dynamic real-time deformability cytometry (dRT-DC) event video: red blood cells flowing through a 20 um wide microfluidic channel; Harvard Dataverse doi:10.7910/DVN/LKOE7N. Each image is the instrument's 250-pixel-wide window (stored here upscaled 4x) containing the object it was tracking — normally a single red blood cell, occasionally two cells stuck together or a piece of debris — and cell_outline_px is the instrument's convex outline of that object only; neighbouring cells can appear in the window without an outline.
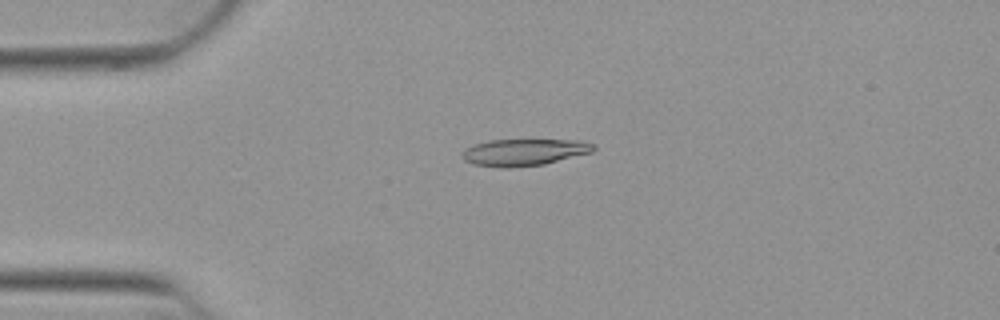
{"species": "Egyptian fruit bat (a non-hibernating species)", "species_latin": "Rousettus aegyptiacus", "temperature_condition": "warm", "stored_images_in_passage": 31, "camera_frame_rate_fps": 3000, "um_per_image_px": 0.085, "animal": {"sex": "female"}, "frame": {"image": 1, "passage_image": 2, "time_ms": 0.333, "image_size_px": [1000, 320], "cell_outline_px": [[596, 148], [592, 152], [544, 164], [508, 168], [504, 168], [476, 164], [464, 160], [460, 156], [460, 152], [464, 148], [488, 140], [580, 140], [596, 144]], "centroid_in_image_um": [44.54, 12.93], "position_along_channel_um": 40.5, "area_um2": 20.58}}
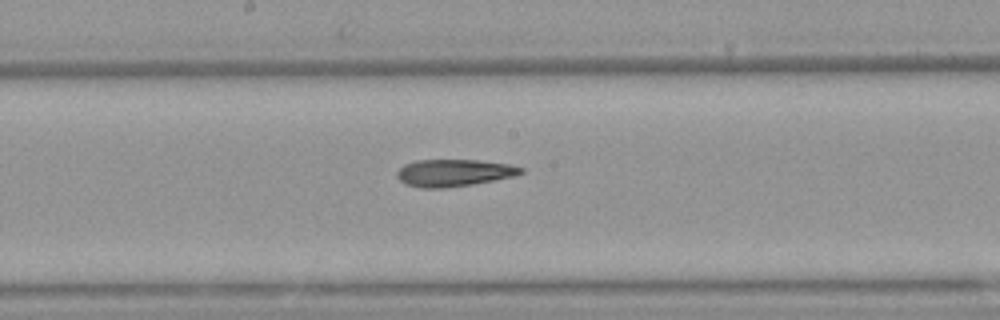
{"frame": {"image": 2, "passage_image": 17, "time_ms": 5.333, "image_size_px": [1000, 320], "cell_outline_px": [[524, 172], [516, 176], [472, 184], [444, 188], [424, 188], [404, 184], [396, 176], [396, 172], [404, 164], [416, 160], [476, 160], [508, 164], [524, 168]], "centroid_in_image_um": [38.57, 14.69], "position_along_channel_um": 209.6, "area_um2": 19.59}}
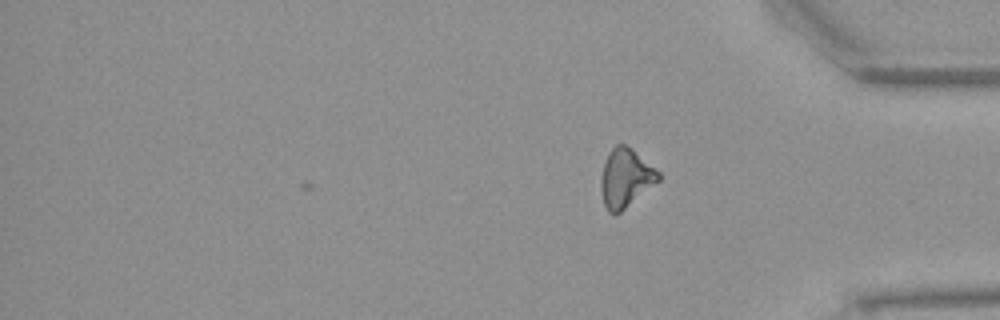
{"frame": {"image": 3, "passage_image": 31, "time_ms": 10.0, "image_size_px": [1000, 320], "cell_outline_px": [[660, 180], [620, 212], [608, 212], [604, 204], [600, 192], [600, 180], [604, 164], [608, 152], [616, 144], [624, 144], [632, 148], [660, 172]], "centroid_in_image_um": [53.16, 15.11], "position_along_channel_um": 382.0, "area_um2": 19.54}, "authors_computed_cell_mechanics": {"area_um2": 19.8254, "velocity_mm_per_s": 3.9414, "shape_relaxation_time_tau1_ms": null, "shape_relaxation_time_tau2_ms": 10.8172, "deformation_change_tau1": null, "deformation_change_tau2": 0.2851}}